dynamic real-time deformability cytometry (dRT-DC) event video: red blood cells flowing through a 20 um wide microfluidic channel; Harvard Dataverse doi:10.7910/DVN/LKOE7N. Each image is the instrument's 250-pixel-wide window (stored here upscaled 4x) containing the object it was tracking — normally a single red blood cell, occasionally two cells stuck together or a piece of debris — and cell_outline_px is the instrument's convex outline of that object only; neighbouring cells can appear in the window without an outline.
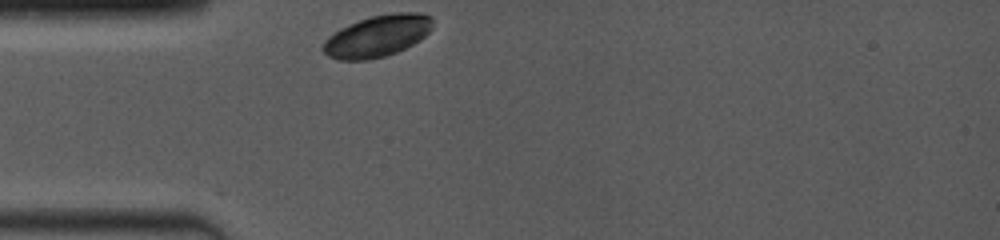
{"species": "common noctule bat (a hibernating species)", "species_latin": "Nyctalus noctula", "temperature_condition": "room temperature", "stored_images_in_passage": 40, "camera_frame_rate_fps": 4000, "um_per_image_px": 0.085, "animal": {"sex": "female", "body_mass_g": 19.0, "forearm_length_mm": 53.3}, "frame": {"image": 1, "passage_image": 1, "time_ms": 0.0, "image_size_px": [1000, 240], "cell_outline_px": [[432, 28], [420, 40], [396, 52], [384, 56], [368, 60], [336, 60], [328, 56], [320, 48], [324, 40], [328, 36], [340, 28], [348, 24], [372, 16], [392, 12], [420, 12], [432, 16]], "centroid_in_image_um": [32.05, 3.06], "position_along_channel_um": 53.0, "area_um2": 26.76}}
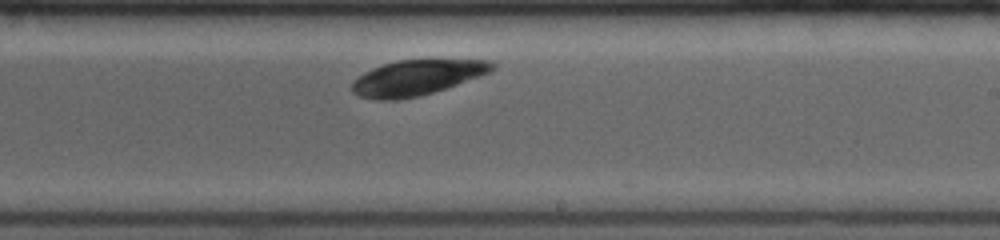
{"frame": {"image": 2, "passage_image": 23, "time_ms": 5.5, "image_size_px": [1000, 240], "cell_outline_px": [[496, 68], [480, 76], [420, 96], [396, 100], [376, 100], [360, 96], [352, 92], [352, 80], [364, 72], [372, 68], [396, 60], [492, 60], [496, 64]], "centroid_in_image_um": [35.4, 6.59], "position_along_channel_um": 253.6, "area_um2": 28.67}}
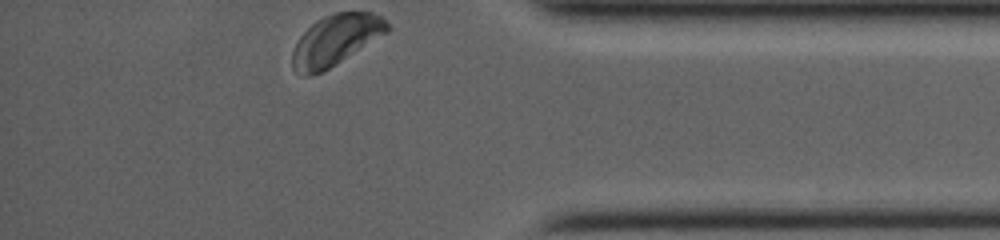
{"frame": {"image": 3, "passage_image": 40, "time_ms": 9.75, "image_size_px": [1000, 240], "cell_outline_px": [[392, 28], [388, 32], [328, 68], [320, 72], [304, 76], [292, 68], [292, 52], [300, 36], [316, 20], [324, 16], [336, 12], [372, 12], [380, 16]], "centroid_in_image_um": [28.53, 3.38], "position_along_channel_um": 406.7, "area_um2": 27.51}, "authors_computed_cell_mechanics": {"area_um2": 28.6688, "velocity_mm_per_s": 3.8203, "shape_relaxation_time_tau1_ms": null, "shape_relaxation_time_tau2_ms": 5.3806, "deformation_change_tau1": null, "deformation_change_tau2": 0.0792}}